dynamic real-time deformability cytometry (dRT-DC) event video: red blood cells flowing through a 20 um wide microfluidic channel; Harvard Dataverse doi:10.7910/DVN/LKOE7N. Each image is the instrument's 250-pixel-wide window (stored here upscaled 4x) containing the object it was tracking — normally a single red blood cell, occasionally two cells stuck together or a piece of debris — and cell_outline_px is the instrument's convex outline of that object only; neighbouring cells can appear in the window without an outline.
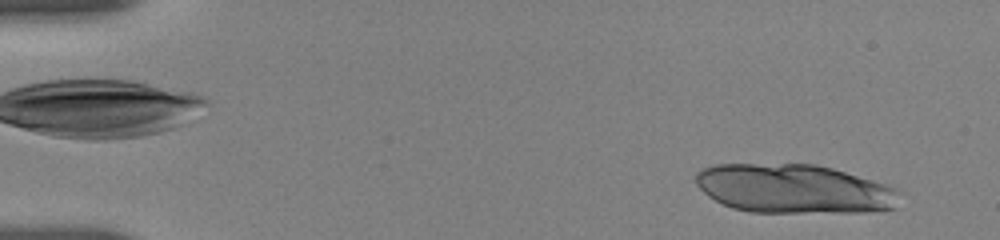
{"species": "human", "species_latin": "Homo sapiens", "temperature_condition": "room temperature", "stored_images_in_passage": 31, "camera_frame_rate_fps": 3000, "um_per_image_px": 0.085, "donor": {"sex": "female"}, "frame": {"image": 1, "passage_image": 8, "time_ms": 1.0, "image_size_px": [1000, 240], "cell_outline_px": [[904, 192], [896, 208], [880, 212], [748, 212], [732, 208], [708, 196], [696, 184], [696, 172], [704, 168], [716, 164], [816, 164], [832, 168], [884, 184], [896, 188]], "centroid_in_image_um": [67.55, 16.06], "position_along_channel_um": 17.5, "area_um2": 58.67}}